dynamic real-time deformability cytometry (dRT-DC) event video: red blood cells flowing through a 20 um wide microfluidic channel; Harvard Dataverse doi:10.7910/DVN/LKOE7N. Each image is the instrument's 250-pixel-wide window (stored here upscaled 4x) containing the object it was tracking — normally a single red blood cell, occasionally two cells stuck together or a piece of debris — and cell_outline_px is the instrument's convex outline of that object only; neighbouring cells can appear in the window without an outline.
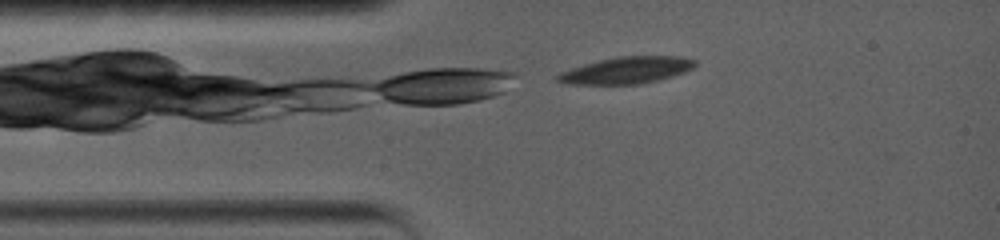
{"species": "common noctule bat (a hibernating species)", "species_latin": "Nyctalus noctula", "temperature_condition": "warm", "stored_images_in_passage": 4, "camera_frame_rate_fps": 5000, "um_per_image_px": 0.085, "animal": {"sex": "female", "body_mass_g": 19.0, "forearm_length_mm": 56.7}, "frame": {"image": 1, "passage_image": 1, "time_ms": 0.0, "image_size_px": [1000, 240], "cell_outline_px": [[696, 64], [692, 68], [684, 72], [660, 80], [640, 84], [568, 84], [556, 80], [552, 76], [560, 72], [584, 64], [616, 56], [680, 56], [696, 60]], "centroid_in_image_um": [53.24, 5.97], "position_along_channel_um": 31.8, "area_um2": 21.5}}